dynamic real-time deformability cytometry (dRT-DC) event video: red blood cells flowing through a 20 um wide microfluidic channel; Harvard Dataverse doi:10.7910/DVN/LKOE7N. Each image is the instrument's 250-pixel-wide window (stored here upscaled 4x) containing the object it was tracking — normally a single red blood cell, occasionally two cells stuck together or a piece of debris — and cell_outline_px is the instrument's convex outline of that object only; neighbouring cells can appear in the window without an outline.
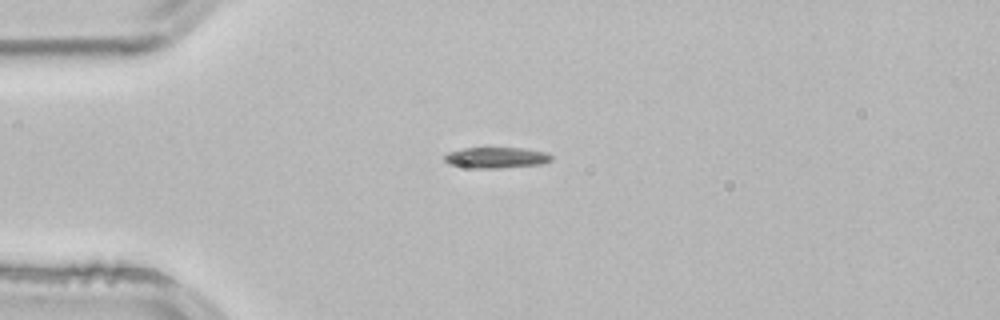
{"species": "common noctule bat (a hibernating species)", "species_latin": "Nyctalus noctula", "temperature_condition": "room temperature", "stored_images_in_passage": 1, "camera_frame_rate_fps": 3000, "um_per_image_px": 0.085, "animal": {"sex": "male", "body_mass_g": 21.5, "forearm_length_mm": 52.0}, "frame": {"image": 1, "passage_image": 1, "time_ms": 0.0, "image_size_px": [1000, 320], "cell_outline_px": [[552, 160], [544, 164], [500, 168], [472, 168], [448, 164], [444, 160], [444, 156], [448, 152], [464, 148], [524, 148], [548, 152], [552, 156]], "centroid_in_image_um": [42.21, 13.4], "position_along_channel_um": 42.8, "area_um2": 13.18}}